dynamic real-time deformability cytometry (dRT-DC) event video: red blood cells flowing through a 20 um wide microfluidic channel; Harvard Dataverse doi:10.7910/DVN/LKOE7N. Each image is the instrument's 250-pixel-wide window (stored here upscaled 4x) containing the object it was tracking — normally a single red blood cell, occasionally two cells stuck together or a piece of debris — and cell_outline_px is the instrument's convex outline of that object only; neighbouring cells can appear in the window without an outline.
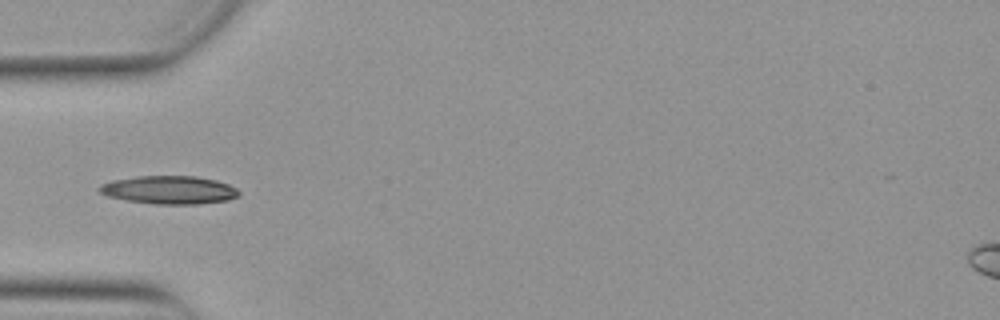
{"species": "Egyptian fruit bat (a non-hibernating species)", "species_latin": "Rousettus aegyptiacus", "temperature_condition": "warm", "stored_images_in_passage": 30, "camera_frame_rate_fps": 3000, "um_per_image_px": 0.085, "animal": {"sex": "female"}, "frame": {"image": 1, "passage_image": 1, "time_ms": 0.0, "image_size_px": [1000, 320], "cell_outline_px": [[240, 196], [228, 200], [200, 204], [156, 204], [128, 200], [108, 196], [100, 192], [96, 188], [100, 184], [112, 180], [136, 176], [196, 176], [216, 180], [228, 184], [236, 188], [240, 192]], "centroid_in_image_um": [14.39, 16.14], "position_along_channel_um": 70.6, "area_um2": 23.0}}
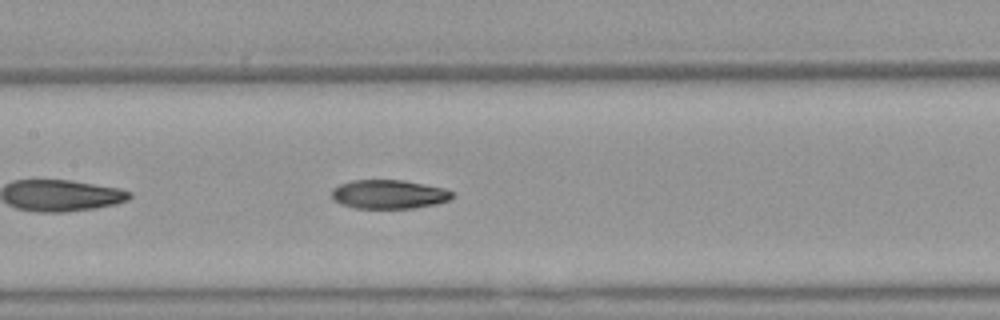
{"frame": {"image": 2, "passage_image": 9, "time_ms": 2.667, "image_size_px": [1000, 320], "cell_outline_px": [[456, 196], [448, 200], [436, 204], [412, 208], [356, 208], [340, 204], [332, 196], [332, 188], [340, 184], [352, 180], [404, 180], [444, 188], [452, 192]], "centroid_in_image_um": [33.06, 16.51], "position_along_channel_um": 174.3, "area_um2": 20.29}}
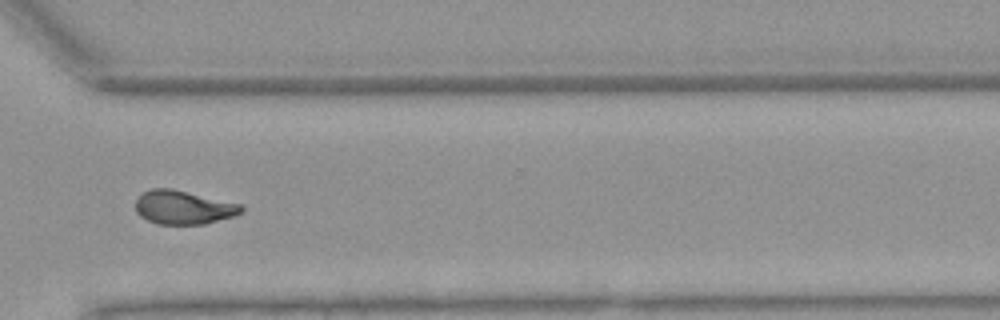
{"frame": {"image": 3, "passage_image": 23, "time_ms": 7.333, "image_size_px": [1000, 320], "cell_outline_px": [[244, 208], [236, 216], [204, 224], [156, 224], [140, 216], [136, 212], [136, 200], [144, 192], [152, 188], [172, 188], [240, 204]], "centroid_in_image_um": [15.58, 17.63], "position_along_channel_um": 355.0, "area_um2": 20.69}, "authors_computed_cell_mechanics": {"area_um2": 20.7502, "velocity_mm_per_s": 3.8701, "shape_relaxation_time_tau1_ms": null, "shape_relaxation_time_tau2_ms": 3.203, "deformation_change_tau1": null, "deformation_change_tau2": 0.0853}}